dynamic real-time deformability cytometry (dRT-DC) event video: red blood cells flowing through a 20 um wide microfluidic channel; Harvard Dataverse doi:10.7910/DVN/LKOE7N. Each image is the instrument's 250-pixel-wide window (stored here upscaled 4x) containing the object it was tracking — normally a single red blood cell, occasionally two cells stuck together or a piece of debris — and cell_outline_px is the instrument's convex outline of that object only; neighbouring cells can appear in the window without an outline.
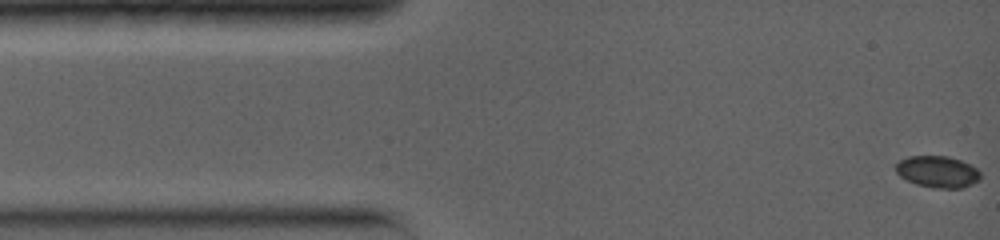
{"species": "common noctule bat (a hibernating species)", "species_latin": "Nyctalus noctula", "temperature_condition": "warm", "stored_images_in_passage": 17, "camera_frame_rate_fps": 5000, "um_per_image_px": 0.085, "animal": {"sex": "female", "body_mass_g": 19.0, "forearm_length_mm": 56.7}, "frame": {"image": 1, "passage_image": 1, "time_ms": 0.0, "image_size_px": [1000, 240], "cell_outline_px": [[980, 180], [972, 184], [960, 188], [936, 188], [916, 184], [900, 176], [896, 172], [896, 164], [900, 160], [908, 156], [948, 156], [960, 160], [976, 168], [980, 172]], "centroid_in_image_um": [79.7, 14.59], "position_along_channel_um": 5.3, "area_um2": 15.49}}
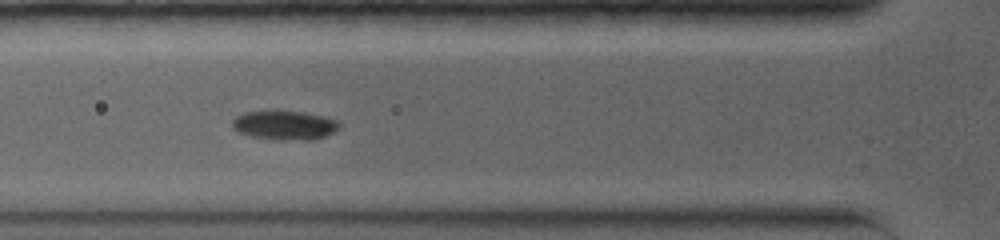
{"frame": {"image": 2, "passage_image": 11, "time_ms": 4.6, "image_size_px": [1000, 240], "cell_outline_px": [[340, 128], [324, 136], [312, 140], [276, 140], [252, 136], [240, 132], [232, 128], [232, 120], [236, 116], [244, 112], [304, 112], [324, 116], [340, 120]], "centroid_in_image_um": [24.23, 10.65], "position_along_channel_um": 101.6, "area_um2": 18.03}}
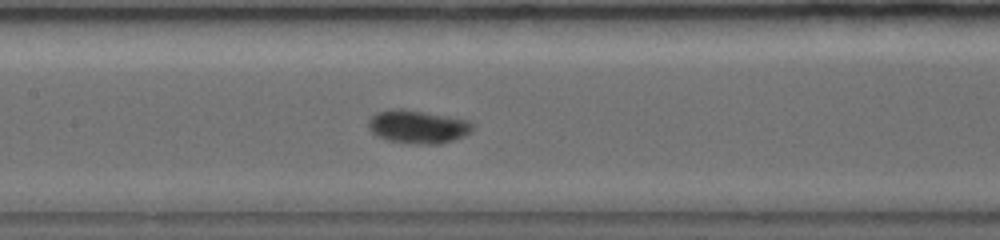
{"frame": {"image": 3, "passage_image": 15, "time_ms": 6.4, "image_size_px": [1000, 240], "cell_outline_px": [[472, 132], [464, 136], [440, 144], [428, 144], [388, 140], [376, 136], [368, 128], [368, 120], [376, 112], [388, 108], [400, 108], [424, 112], [468, 120], [472, 124]], "centroid_in_image_um": [35.47, 10.75], "position_along_channel_um": 171.9, "area_um2": 20.06}}